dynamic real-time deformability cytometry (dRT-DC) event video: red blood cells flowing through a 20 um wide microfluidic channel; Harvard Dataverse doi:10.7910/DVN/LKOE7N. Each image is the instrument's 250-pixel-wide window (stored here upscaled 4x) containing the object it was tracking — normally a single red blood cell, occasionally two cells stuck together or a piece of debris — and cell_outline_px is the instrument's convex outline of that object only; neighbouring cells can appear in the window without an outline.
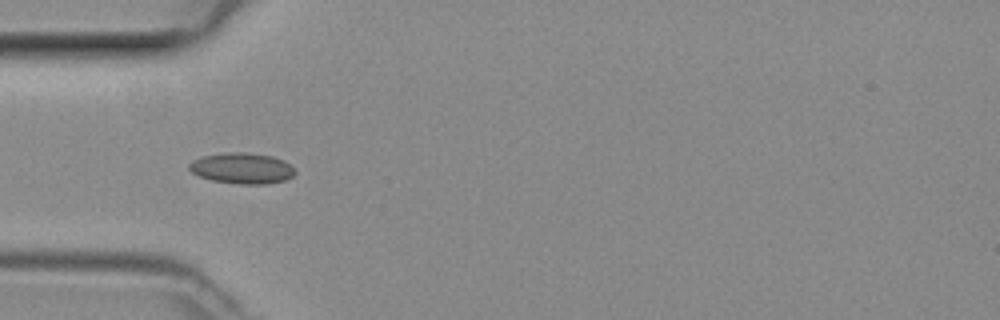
{"species": "common noctule bat (a hibernating species)", "species_latin": "Nyctalus noctula", "temperature_condition": "room temperature", "stored_images_in_passage": 34, "camera_frame_rate_fps": 3000, "um_per_image_px": 0.085, "animal": {"sex": "female", "body_mass_g": 29.2, "forearm_length_mm": 56.3}, "frame": {"image": 1, "passage_image": 1, "time_ms": 0.0, "image_size_px": [1000, 320], "cell_outline_px": [[296, 172], [292, 176], [284, 180], [268, 184], [240, 184], [212, 180], [200, 176], [192, 172], [188, 168], [188, 164], [192, 160], [204, 156], [228, 152], [248, 152], [272, 156], [284, 160]], "centroid_in_image_um": [20.56, 14.3], "position_along_channel_um": 64.4, "area_um2": 18.96}}
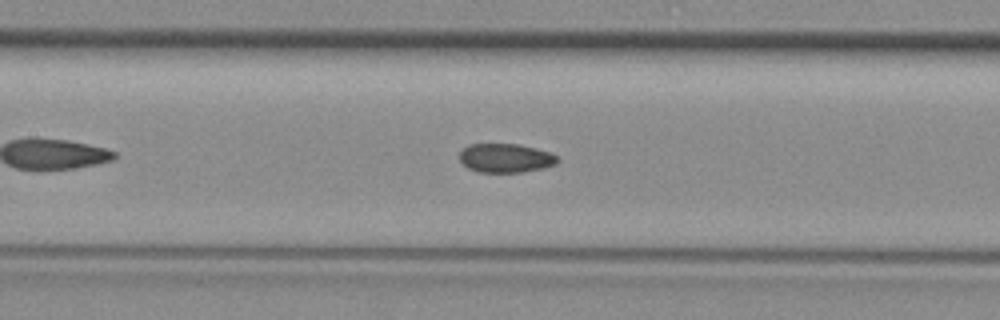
{"frame": {"image": 2, "passage_image": 8, "time_ms": 2.333, "image_size_px": [1000, 320], "cell_outline_px": [[560, 160], [556, 164], [544, 168], [524, 172], [480, 172], [468, 168], [460, 160], [460, 152], [468, 144], [520, 144], [536, 148], [548, 152], [556, 156]], "centroid_in_image_um": [42.99, 13.43], "position_along_channel_um": 164.4, "area_um2": 16.53}}
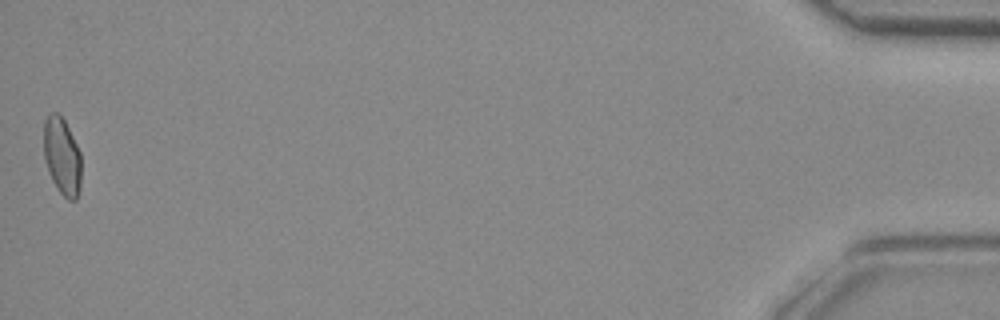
{"frame": {"image": 3, "passage_image": 34, "time_ms": 11.0, "image_size_px": [1000, 320], "cell_outline_px": [[80, 188], [76, 200], [68, 200], [60, 192], [52, 180], [48, 172], [44, 160], [44, 120], [52, 112], [56, 112], [64, 120], [80, 152]], "centroid_in_image_um": [5.26, 13.3], "position_along_channel_um": 429.9, "area_um2": 16.76}}